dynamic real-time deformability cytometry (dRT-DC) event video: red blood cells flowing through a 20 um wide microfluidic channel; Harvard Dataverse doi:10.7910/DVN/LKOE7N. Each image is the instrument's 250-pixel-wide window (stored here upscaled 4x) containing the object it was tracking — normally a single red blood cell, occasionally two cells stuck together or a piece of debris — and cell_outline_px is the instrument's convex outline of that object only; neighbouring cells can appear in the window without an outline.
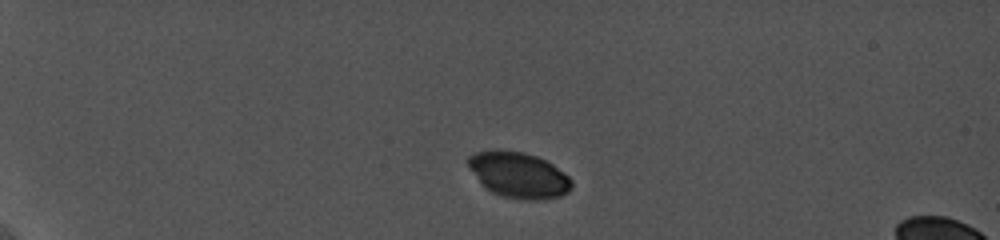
{"species": "common noctule bat (a hibernating species)", "species_latin": "Nyctalus noctula", "temperature_condition": "cold", "stored_images_in_passage": 9, "camera_frame_rate_fps": 5000, "um_per_image_px": 0.085, "animal": {"sex": "female", "body_mass_g": 19.0, "forearm_length_mm": 56.7}, "frame": {"image": 1, "passage_image": 1, "time_ms": 0.0, "image_size_px": [1000, 240], "cell_outline_px": [[572, 188], [568, 192], [560, 196], [544, 200], [520, 200], [504, 196], [492, 192], [484, 188], [480, 184], [468, 168], [468, 156], [476, 152], [496, 148], [524, 152], [536, 156], [552, 164], [564, 172], [572, 180]], "centroid_in_image_um": [44.06, 14.87], "position_along_channel_um": 40.9, "area_um2": 28.09}}